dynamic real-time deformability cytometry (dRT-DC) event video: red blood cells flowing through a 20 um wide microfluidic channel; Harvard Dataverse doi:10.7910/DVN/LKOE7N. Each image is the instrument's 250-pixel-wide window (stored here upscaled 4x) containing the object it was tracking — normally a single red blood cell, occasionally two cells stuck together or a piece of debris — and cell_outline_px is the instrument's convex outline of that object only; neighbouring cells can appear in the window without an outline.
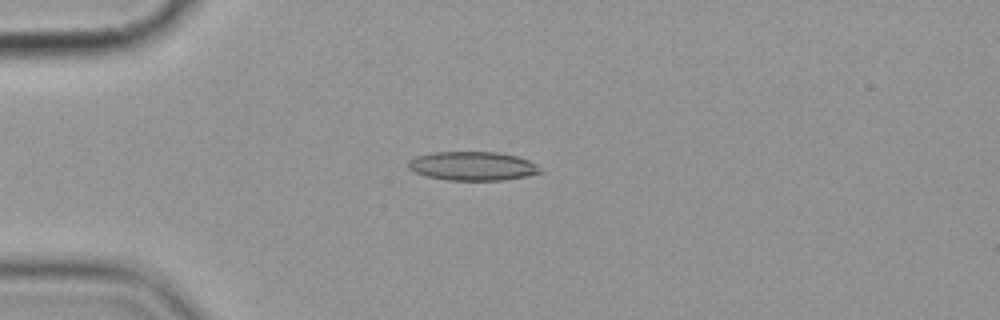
{"species": "common noctule bat (a hibernating species)", "species_latin": "Nyctalus noctula", "temperature_condition": "cold", "stored_images_in_passage": 10, "camera_frame_rate_fps": 3000, "um_per_image_px": 0.085, "animal": {"sex": "female", "body_mass_g": 19.9}, "frame": {"image": 1, "passage_image": 4, "time_ms": 3.667, "image_size_px": [1000, 320], "cell_outline_px": [[544, 172], [504, 180], [448, 180], [428, 176], [416, 172], [408, 168], [408, 160], [416, 156], [432, 152], [500, 152], [516, 156], [528, 160], [536, 164]], "centroid_in_image_um": [40.17, 14.1], "position_along_channel_um": 44.8, "area_um2": 22.14}}
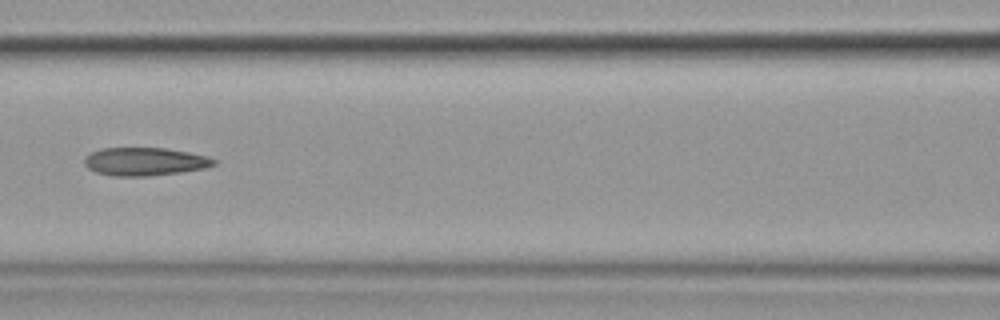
{"frame": {"image": 2, "passage_image": 7, "time_ms": 7.333, "image_size_px": [1000, 320], "cell_outline_px": [[216, 164], [204, 168], [180, 172], [148, 176], [112, 176], [96, 172], [88, 168], [84, 164], [84, 156], [100, 148], [164, 148], [188, 152], [208, 156], [216, 160]], "centroid_in_image_um": [12.28, 13.73], "position_along_channel_um": 154.3, "area_um2": 21.21}}
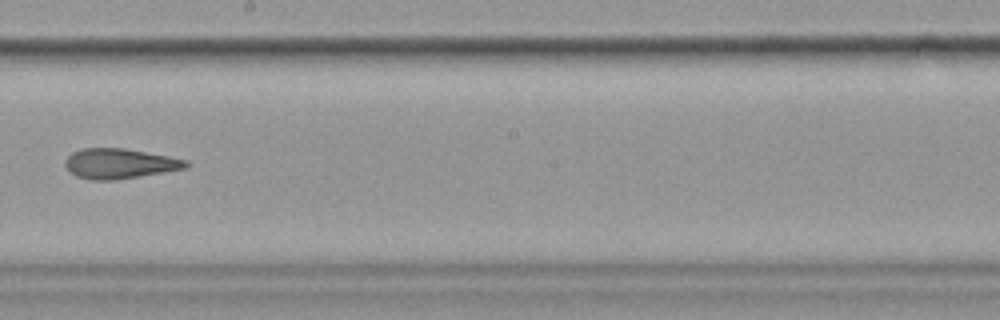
{"frame": {"image": 3, "passage_image": 9, "time_ms": 9.667, "image_size_px": [1000, 320], "cell_outline_px": [[192, 164], [184, 168], [140, 176], [112, 180], [88, 180], [76, 176], [64, 164], [64, 160], [72, 152], [80, 148], [124, 148], [168, 156], [188, 160]], "centroid_in_image_um": [10.15, 13.9], "position_along_channel_um": 238.1, "area_um2": 21.1}}